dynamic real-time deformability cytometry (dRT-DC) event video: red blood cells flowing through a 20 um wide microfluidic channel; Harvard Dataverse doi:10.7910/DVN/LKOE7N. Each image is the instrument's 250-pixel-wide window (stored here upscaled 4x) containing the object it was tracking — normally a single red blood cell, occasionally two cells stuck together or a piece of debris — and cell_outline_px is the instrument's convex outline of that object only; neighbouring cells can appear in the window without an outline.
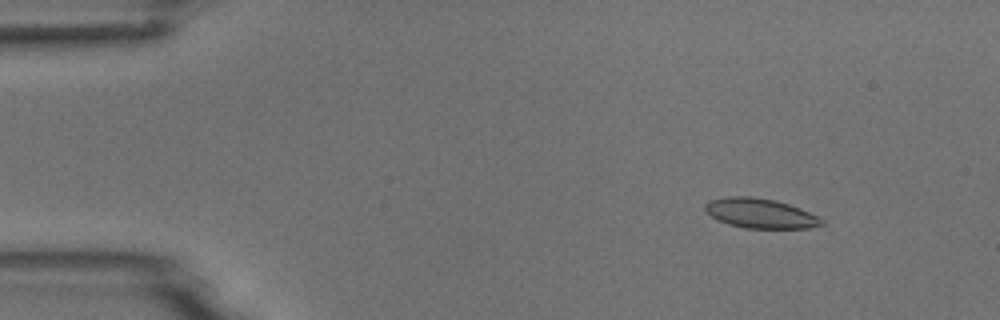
{"species": "common noctule bat (a hibernating species)", "species_latin": "Nyctalus noctula", "temperature_condition": "room temperature", "stored_images_in_passage": 6, "camera_frame_rate_fps": 3000, "um_per_image_px": 0.085, "animal": {"sex": "male", "body_mass_g": 18.8}, "frame": {"image": 1, "passage_image": 3, "time_ms": 2.0, "image_size_px": [1000, 320], "cell_outline_px": [[824, 224], [812, 228], [744, 228], [728, 224], [712, 216], [704, 208], [704, 204], [708, 200], [728, 196], [752, 196], [772, 200], [788, 204], [800, 208], [824, 220]], "centroid_in_image_um": [64.62, 18.13], "position_along_channel_um": 20.4, "area_um2": 20.06}}
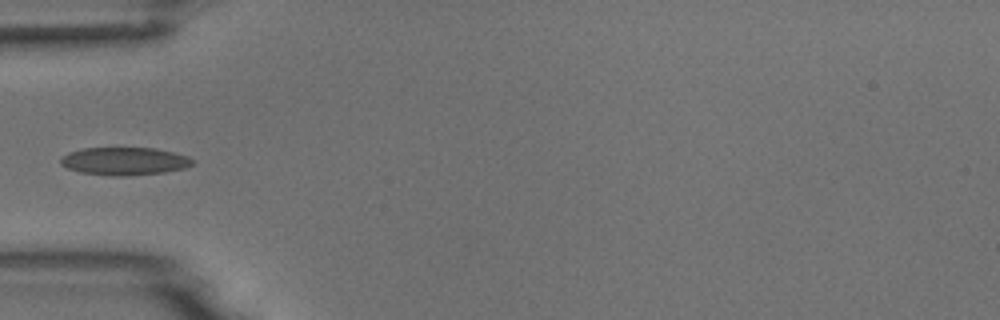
{"frame": {"image": 2, "passage_image": 6, "time_ms": 5.667, "image_size_px": [1000, 320], "cell_outline_px": [[196, 164], [184, 168], [164, 172], [124, 176], [108, 176], [80, 172], [68, 168], [60, 164], [60, 156], [68, 152], [84, 148], [156, 148], [188, 156]], "centroid_in_image_um": [10.56, 13.7], "position_along_channel_um": 74.4, "area_um2": 21.5}}